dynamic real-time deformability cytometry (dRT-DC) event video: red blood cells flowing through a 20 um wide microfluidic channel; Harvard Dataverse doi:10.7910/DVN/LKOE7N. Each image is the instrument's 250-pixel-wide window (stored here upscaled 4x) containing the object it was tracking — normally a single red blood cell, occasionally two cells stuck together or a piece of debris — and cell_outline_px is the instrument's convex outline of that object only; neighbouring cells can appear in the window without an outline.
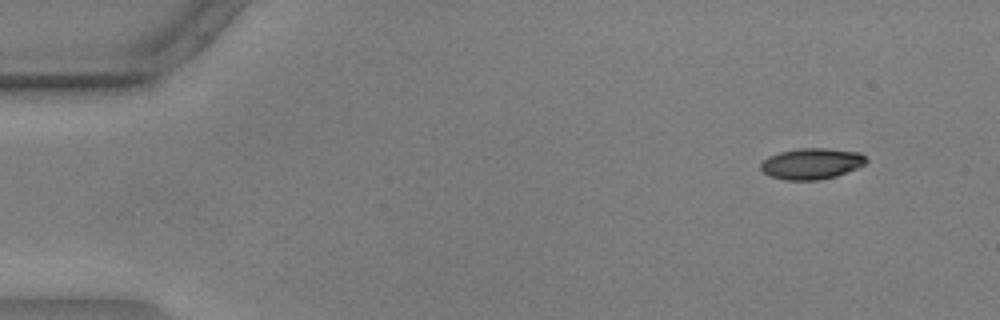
{"species": "common noctule bat (a hibernating species)", "species_latin": "Nyctalus noctula", "temperature_condition": "warm", "stored_images_in_passage": 56, "camera_frame_rate_fps": 3000, "um_per_image_px": 0.085, "animal": {"sex": "male", "body_mass_g": 17.9, "forearm_length_mm": 54.2}, "frame": {"image": 1, "passage_image": 5, "time_ms": 1.333, "image_size_px": [1000, 320], "cell_outline_px": [[868, 160], [864, 164], [856, 168], [836, 176], [820, 180], [784, 180], [768, 176], [760, 168], [760, 164], [768, 156], [780, 152], [800, 148], [828, 148], [860, 152]], "centroid_in_image_um": [68.97, 13.91], "position_along_channel_um": 16.0, "area_um2": 19.13}}
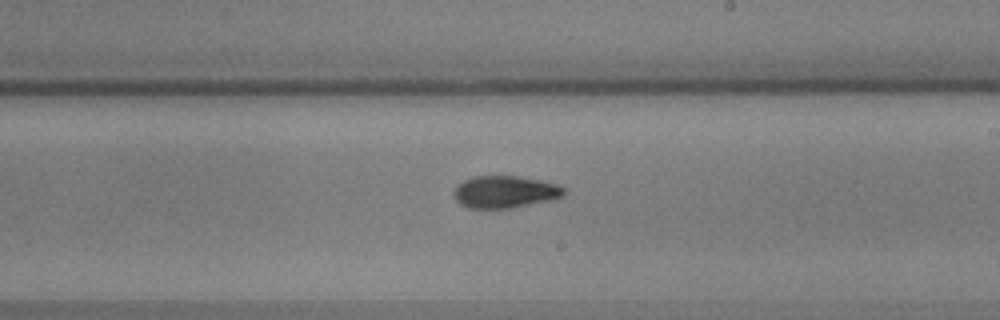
{"frame": {"image": 2, "passage_image": 33, "time_ms": 10.667, "image_size_px": [1000, 320], "cell_outline_px": [[564, 196], [552, 200], [512, 208], [468, 208], [460, 204], [452, 196], [456, 188], [464, 180], [472, 176], [520, 176], [540, 180], [556, 184], [564, 188]], "centroid_in_image_um": [42.92, 16.31], "position_along_channel_um": 246.1, "area_um2": 20.69}}
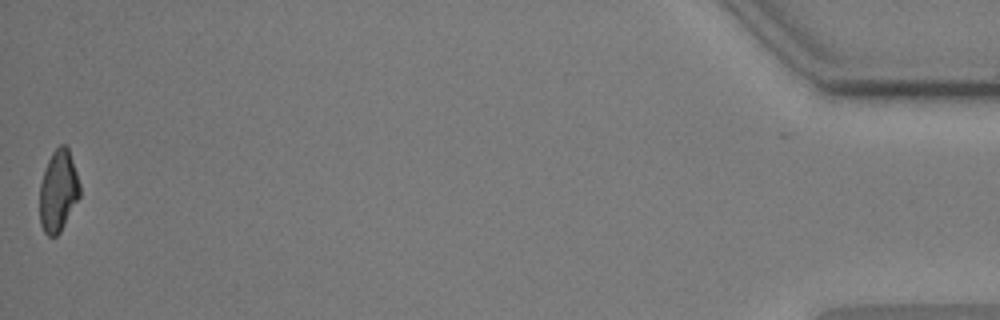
{"frame": {"image": 3, "passage_image": 56, "time_ms": 18.333, "image_size_px": [1000, 320], "cell_outline_px": [[80, 196], [60, 232], [56, 236], [48, 236], [44, 232], [40, 224], [40, 184], [44, 168], [52, 152], [60, 144], [64, 144], [68, 148], [80, 184]], "centroid_in_image_um": [4.94, 16.23], "position_along_channel_um": 430.3, "area_um2": 19.02}, "authors_computed_cell_mechanics": {"area_um2": 19.9988, "velocity_mm_per_s": 3.602, "shape_relaxation_time_tau1_ms": 6.0344, "shape_relaxation_time_tau2_ms": 3.6197, "deformation_change_tau1": 0.217, "deformation_change_tau2": 0.1001}}